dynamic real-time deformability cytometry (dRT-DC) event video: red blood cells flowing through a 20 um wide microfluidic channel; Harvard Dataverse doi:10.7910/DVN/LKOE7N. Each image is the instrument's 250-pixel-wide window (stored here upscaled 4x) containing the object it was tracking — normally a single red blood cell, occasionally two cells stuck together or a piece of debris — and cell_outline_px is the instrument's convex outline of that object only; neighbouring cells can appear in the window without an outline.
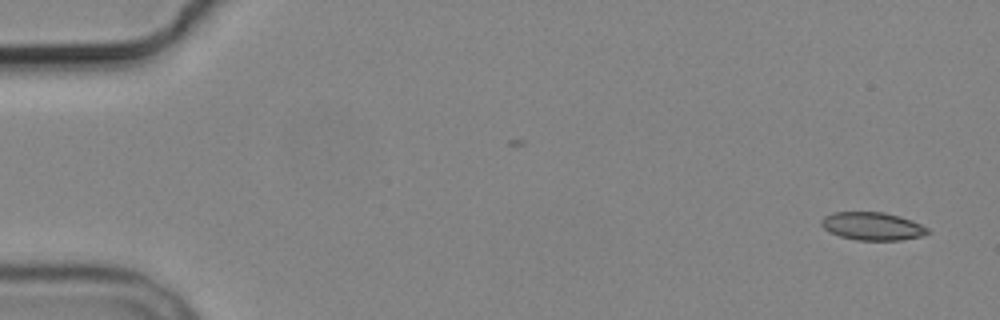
{"species": "common noctule bat (a hibernating species)", "species_latin": "Nyctalus noctula", "temperature_condition": "cold", "stored_images_in_passage": 5, "segment_of_instrument_passage": [1, 2], "camera_frame_rate_fps": 3000, "um_per_image_px": 0.085, "animal": {"sex": "male", "body_mass_g": 19.2, "forearm_length_mm": 51.8}, "frame": {"image": 1, "passage_image": 1, "time_ms": 0.0, "image_size_px": [1000, 320], "cell_outline_px": [[932, 232], [924, 236], [900, 240], [856, 240], [840, 236], [828, 232], [820, 224], [820, 220], [824, 216], [832, 212], [884, 212], [900, 216], [912, 220], [928, 228]], "centroid_in_image_um": [74.16, 19.23], "position_along_channel_um": 10.8, "area_um2": 17.57}}
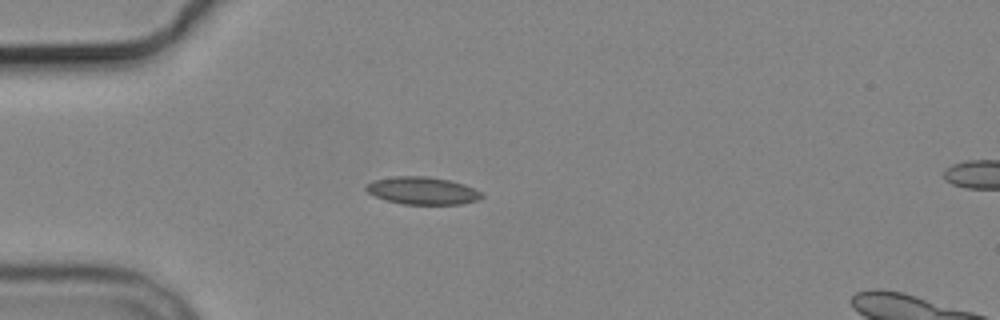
{"frame": {"image": 2, "passage_image": 4, "time_ms": 4.333, "image_size_px": [1000, 320], "cell_outline_px": [[484, 196], [480, 200], [460, 204], [404, 204], [384, 200], [368, 192], [364, 188], [368, 184], [376, 180], [392, 176], [424, 176], [448, 180], [464, 184], [480, 192]], "centroid_in_image_um": [35.91, 16.21], "position_along_channel_um": 49.1, "area_um2": 18.38}}